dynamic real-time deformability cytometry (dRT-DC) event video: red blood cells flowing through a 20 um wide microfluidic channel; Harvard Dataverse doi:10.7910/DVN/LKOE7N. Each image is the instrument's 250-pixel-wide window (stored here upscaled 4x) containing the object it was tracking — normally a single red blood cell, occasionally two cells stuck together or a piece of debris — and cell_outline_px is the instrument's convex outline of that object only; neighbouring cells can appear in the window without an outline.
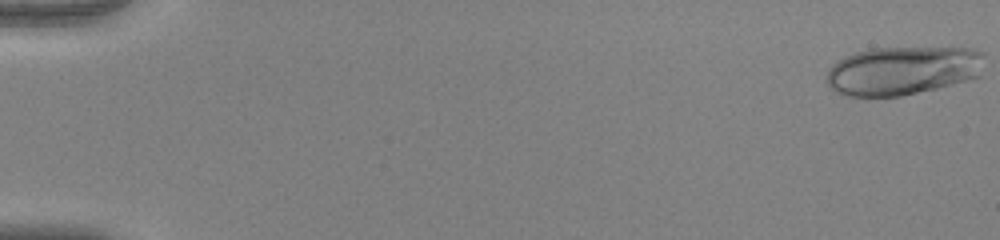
{"species": "human", "species_latin": "Homo sapiens", "temperature_condition": "warm", "stored_images_in_passage": 53, "camera_frame_rate_fps": 3000, "um_per_image_px": 0.085, "donor": {"sex": "female"}, "frame": {"image": 1, "passage_image": 1, "time_ms": 0.0, "image_size_px": [1000, 240], "cell_outline_px": [[984, 56], [980, 76], [952, 84], [936, 88], [900, 96], [840, 96], [828, 88], [824, 80], [828, 68], [836, 60], [844, 56], [856, 52], [872, 48], [972, 48], [984, 52]], "centroid_in_image_um": [76.65, 6.0], "position_along_channel_um": 8.3, "area_um2": 45.32}}
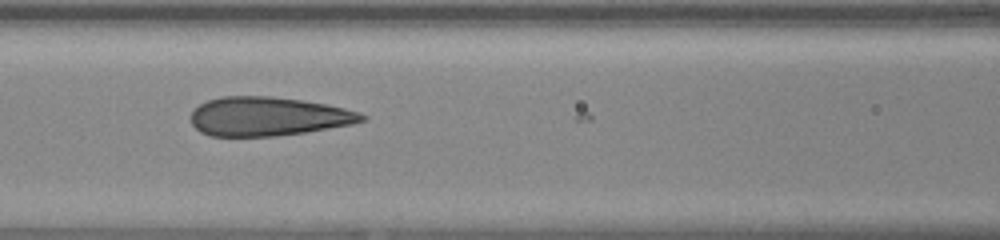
{"frame": {"image": 2, "passage_image": 25, "time_ms": 8.0, "image_size_px": [1000, 240], "cell_outline_px": [[368, 116], [364, 120], [352, 124], [304, 132], [276, 136], [212, 136], [200, 132], [192, 124], [192, 112], [200, 104], [208, 100], [224, 96], [272, 96], [328, 104], [360, 112]], "centroid_in_image_um": [22.8, 9.89], "position_along_channel_um": 143.8, "area_um2": 38.61}}
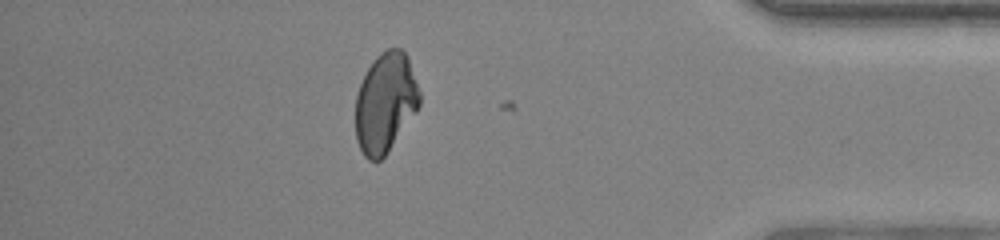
{"frame": {"image": 3, "passage_image": 47, "time_ms": 15.333, "image_size_px": [1000, 240], "cell_outline_px": [[420, 104], [416, 112], [388, 152], [380, 160], [368, 160], [364, 156], [356, 140], [356, 96], [360, 84], [368, 68], [376, 56], [380, 52], [388, 48], [400, 48], [408, 56], [420, 92]], "centroid_in_image_um": [32.76, 8.73], "position_along_channel_um": 402.4, "area_um2": 37.22}, "authors_computed_cell_mechanics": {"area_um2": 39.4774, "velocity_mm_per_s": 3.9652, "shape_relaxation_time_tau1_ms": null, "shape_relaxation_time_tau2_ms": 0.7709, "deformation_change_tau1": null, "deformation_change_tau2": 0.0679}}